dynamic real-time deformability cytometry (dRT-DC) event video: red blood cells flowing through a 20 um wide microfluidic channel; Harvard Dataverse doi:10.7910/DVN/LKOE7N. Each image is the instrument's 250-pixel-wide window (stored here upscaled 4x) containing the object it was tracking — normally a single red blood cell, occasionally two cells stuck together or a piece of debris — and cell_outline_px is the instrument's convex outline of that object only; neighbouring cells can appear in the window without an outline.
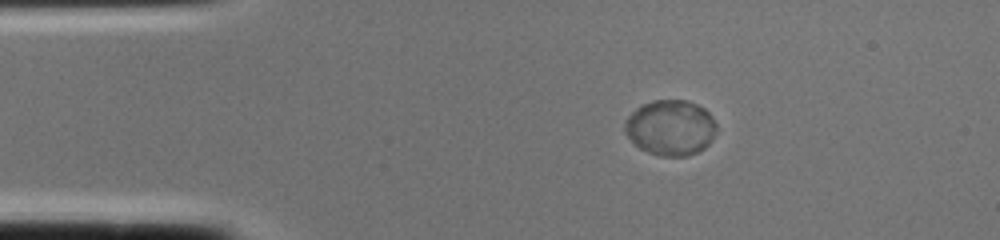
{"species": "common noctule bat (a hibernating species)", "species_latin": "Nyctalus noctula", "temperature_condition": "cold", "stored_images_in_passage": 1, "camera_frame_rate_fps": 3000, "um_per_image_px": 0.085, "animal": {"sex": "female", "body_mass_g": 22.0, "forearm_length_mm": 56.7}, "frame": {"image": 1, "passage_image": 1, "time_ms": 0.0, "image_size_px": [1000, 240], "cell_outline_px": [[716, 132], [712, 140], [704, 148], [688, 156], [660, 156], [648, 152], [640, 148], [624, 132], [624, 120], [640, 104], [652, 100], [688, 100], [704, 108], [712, 116], [716, 124]], "centroid_in_image_um": [56.99, 10.84], "position_along_channel_um": 28.0, "area_um2": 29.82}}